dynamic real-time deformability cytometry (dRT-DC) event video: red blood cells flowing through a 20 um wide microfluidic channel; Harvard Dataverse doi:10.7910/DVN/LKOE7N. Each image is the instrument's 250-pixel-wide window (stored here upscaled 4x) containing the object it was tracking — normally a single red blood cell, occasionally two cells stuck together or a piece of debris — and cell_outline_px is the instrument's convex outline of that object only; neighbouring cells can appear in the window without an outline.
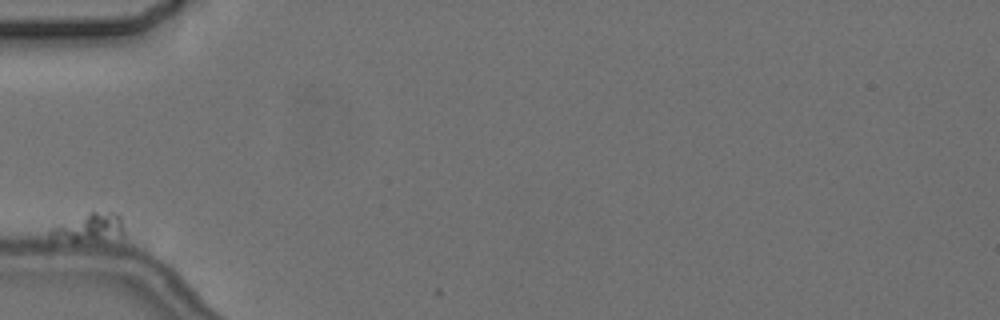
{"species": "common noctule bat (a hibernating species)", "species_latin": "Nyctalus noctula", "temperature_condition": "cold", "stored_images_in_passage": 4, "camera_frame_rate_fps": 3000, "um_per_image_px": 0.085, "animal": {"sex": "female", "body_mass_g": 24.6, "forearm_length_mm": 56.2}, "frame": {"image": 1, "passage_image": 1, "time_ms": 0.0, "image_size_px": [1000, 320], "cell_outline_px": [[124, 236], [100, 240], [48, 240], [48, 232], [52, 228], [88, 212], [116, 212], [120, 216], [124, 228]], "centroid_in_image_um": [7.6, 19.35], "position_along_channel_um": 77.4, "area_um2": 12.08}}
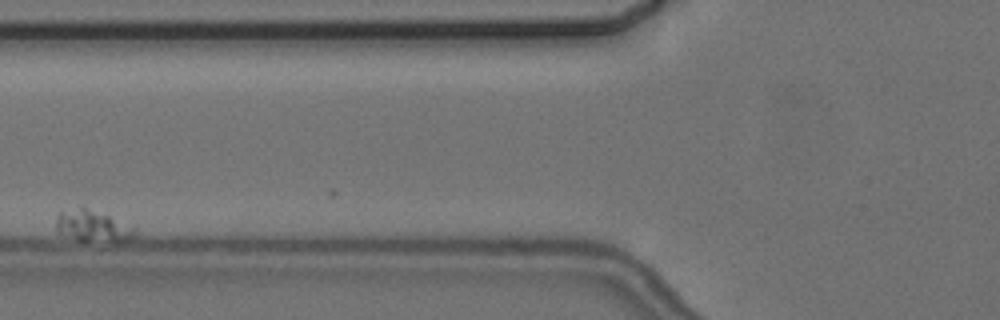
{"frame": {"image": 2, "passage_image": 3, "time_ms": 2.333, "image_size_px": [1000, 320], "cell_outline_px": [[136, 232], [132, 236], [124, 240], [80, 240], [56, 232], [56, 216], [60, 212], [84, 204], [136, 228]], "centroid_in_image_um": [7.8, 19.13], "position_along_channel_um": 118.0, "area_um2": 14.33}}